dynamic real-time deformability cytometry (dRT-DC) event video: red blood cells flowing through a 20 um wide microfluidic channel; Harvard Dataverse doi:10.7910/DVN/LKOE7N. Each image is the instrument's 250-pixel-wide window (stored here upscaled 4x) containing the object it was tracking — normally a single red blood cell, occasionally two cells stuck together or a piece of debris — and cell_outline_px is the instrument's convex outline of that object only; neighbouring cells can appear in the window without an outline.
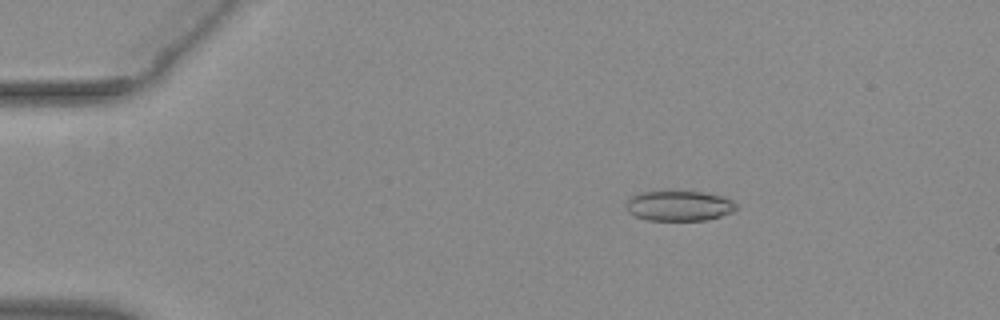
{"species": "common noctule bat (a hibernating species)", "species_latin": "Nyctalus noctula", "temperature_condition": "warm", "stored_images_in_passage": 54, "camera_frame_rate_fps": 3000, "um_per_image_px": 0.085, "animal": {"sex": "female", "body_mass_g": 29.2, "forearm_length_mm": 56.3}, "frame": {"image": 1, "passage_image": 10, "time_ms": 3.0, "image_size_px": [1000, 320], "cell_outline_px": [[740, 208], [736, 212], [708, 220], [648, 220], [636, 216], [628, 212], [628, 196], [640, 192], [704, 192], [724, 196], [732, 200]], "centroid_in_image_um": [57.81, 17.5], "position_along_channel_um": 27.2, "area_um2": 19.54}}
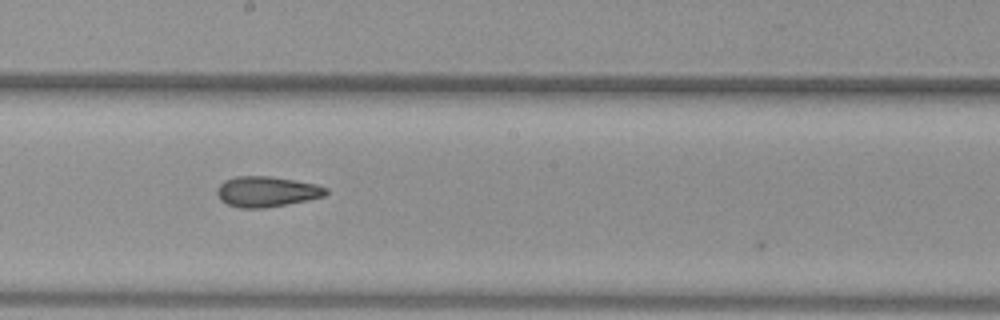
{"frame": {"image": 2, "passage_image": 31, "time_ms": 10.0, "image_size_px": [1000, 320], "cell_outline_px": [[328, 192], [324, 196], [308, 200], [264, 208], [240, 208], [228, 204], [220, 200], [216, 192], [216, 188], [224, 180], [236, 176], [272, 176], [316, 184], [328, 188]], "centroid_in_image_um": [22.65, 16.28], "position_along_channel_um": 225.5, "area_um2": 19.42}}
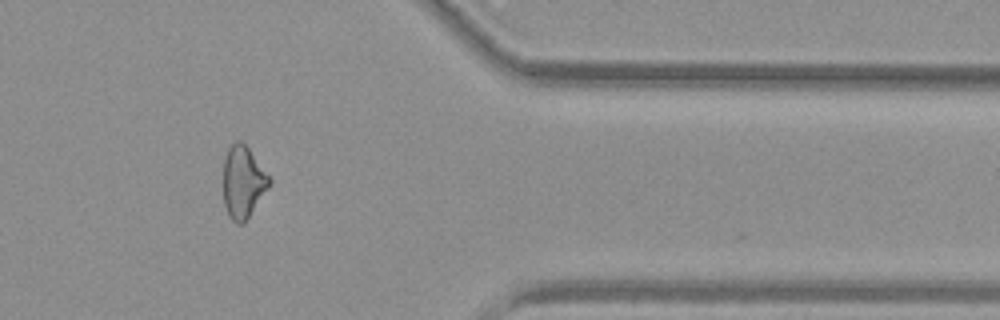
{"frame": {"image": 3, "passage_image": 45, "time_ms": 14.667, "image_size_px": [1000, 320], "cell_outline_px": [[272, 180], [268, 188], [244, 224], [236, 224], [228, 216], [224, 204], [224, 160], [228, 148], [236, 140], [240, 140], [248, 148]], "centroid_in_image_um": [20.65, 15.5], "position_along_channel_um": 390.8, "area_um2": 19.19}, "authors_computed_cell_mechanics": {"area_um2": 19.652, "velocity_mm_per_s": 3.9304, "shape_relaxation_time_tau1_ms": null, "shape_relaxation_time_tau2_ms": 2.8226, "deformation_change_tau1": null, "deformation_change_tau2": 0.1028}}